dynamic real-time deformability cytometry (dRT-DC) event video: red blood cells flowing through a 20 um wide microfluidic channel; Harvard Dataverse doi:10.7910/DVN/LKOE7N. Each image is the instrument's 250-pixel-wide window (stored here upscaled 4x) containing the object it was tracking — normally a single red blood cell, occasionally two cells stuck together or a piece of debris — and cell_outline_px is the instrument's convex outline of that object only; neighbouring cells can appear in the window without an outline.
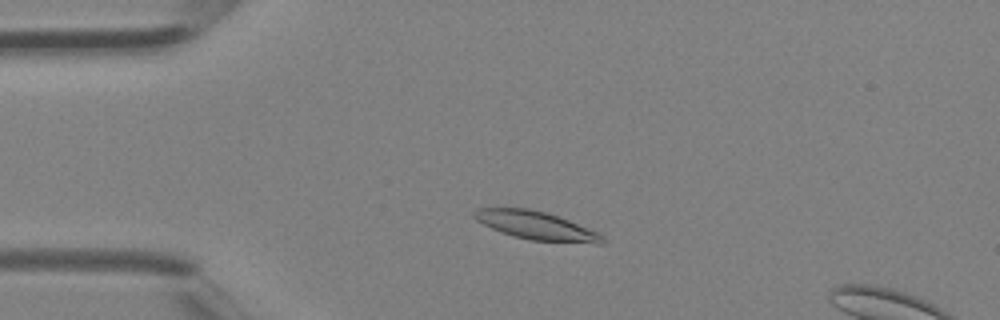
{"species": "Egyptian fruit bat (a non-hibernating species)", "species_latin": "Rousettus aegyptiacus", "temperature_condition": "room temperature", "stored_images_in_passage": 10, "camera_frame_rate_fps": 3000, "um_per_image_px": 0.085, "animal": {"sex": "female"}, "frame": {"image": 1, "passage_image": 7, "time_ms": 2.0, "image_size_px": [1000, 320], "cell_outline_px": [[604, 244], [596, 244], [532, 240], [516, 236], [492, 228], [476, 220], [472, 216], [472, 212], [476, 208], [504, 204], [528, 208], [548, 212], [568, 220], [596, 232], [604, 236]], "centroid_in_image_um": [45.48, 19.11], "position_along_channel_um": 39.5, "area_um2": 21.68}}